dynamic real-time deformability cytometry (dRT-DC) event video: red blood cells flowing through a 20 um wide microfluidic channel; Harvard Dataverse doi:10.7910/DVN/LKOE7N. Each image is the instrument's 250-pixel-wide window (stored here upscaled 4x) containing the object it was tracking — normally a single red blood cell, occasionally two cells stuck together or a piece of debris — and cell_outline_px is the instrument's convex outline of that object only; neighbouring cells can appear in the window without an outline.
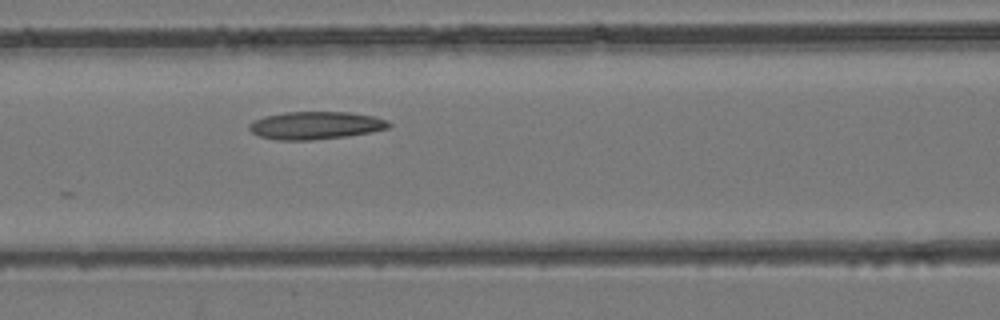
{"species": "common noctule bat (a hibernating species)", "species_latin": "Nyctalus noctula", "temperature_condition": "room temperature", "stored_images_in_passage": 16, "camera_frame_rate_fps": 3000, "um_per_image_px": 0.085, "animal": {"sex": "female", "body_mass_g": 24.6, "forearm_length_mm": 56.2}, "frame": {"image": 1, "passage_image": 13, "time_ms": 4.0, "image_size_px": [1000, 320], "cell_outline_px": [[392, 124], [388, 128], [372, 132], [348, 136], [308, 140], [276, 140], [260, 136], [252, 132], [248, 128], [248, 124], [252, 120], [264, 116], [284, 112], [348, 112], [372, 116], [388, 120]], "centroid_in_image_um": [26.81, 10.66], "position_along_channel_um": 139.8, "area_um2": 22.66}}
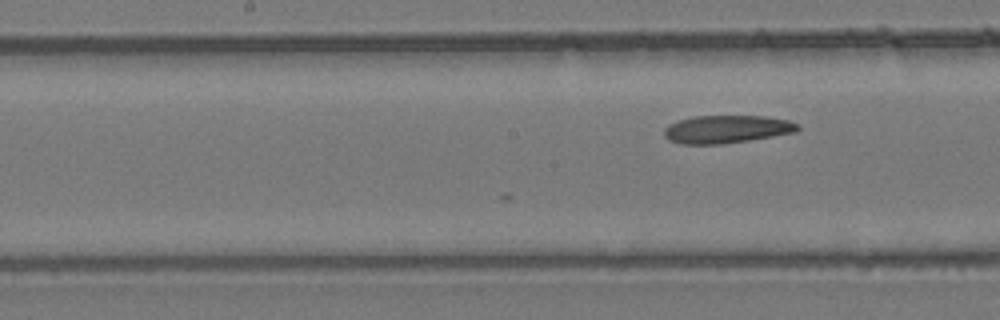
{"frame": {"image": 2, "passage_image": 16, "time_ms": 5.0, "image_size_px": [1000, 320], "cell_outline_px": [[800, 128], [796, 132], [748, 140], [720, 144], [680, 144], [668, 140], [664, 136], [664, 128], [668, 124], [692, 116], [764, 116], [788, 120], [800, 124]], "centroid_in_image_um": [61.75, 10.98], "position_along_channel_um": 186.5, "area_um2": 21.73}}